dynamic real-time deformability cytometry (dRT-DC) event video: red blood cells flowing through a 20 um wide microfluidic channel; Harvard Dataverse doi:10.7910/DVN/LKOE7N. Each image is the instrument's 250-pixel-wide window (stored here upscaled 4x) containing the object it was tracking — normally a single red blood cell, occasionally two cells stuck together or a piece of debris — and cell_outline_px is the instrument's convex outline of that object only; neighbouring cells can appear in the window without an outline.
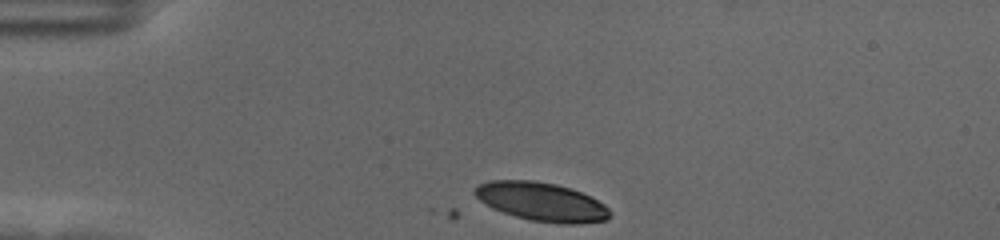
{"species": "human", "species_latin": "Homo sapiens", "temperature_condition": "cold", "stored_images_in_passage": 36, "camera_frame_rate_fps": 3000, "um_per_image_px": 0.085, "donor": {"sex": "female"}, "frame": {"image": 1, "passage_image": 1, "time_ms": 0.0, "image_size_px": [1000, 240], "cell_outline_px": [[612, 216], [608, 220], [580, 224], [560, 224], [532, 220], [516, 216], [492, 208], [484, 204], [472, 192], [480, 184], [488, 180], [532, 180], [556, 184], [572, 188], [592, 196], [604, 204], [612, 212]], "centroid_in_image_um": [46.09, 17.15], "position_along_channel_um": 38.9, "area_um2": 30.75}}
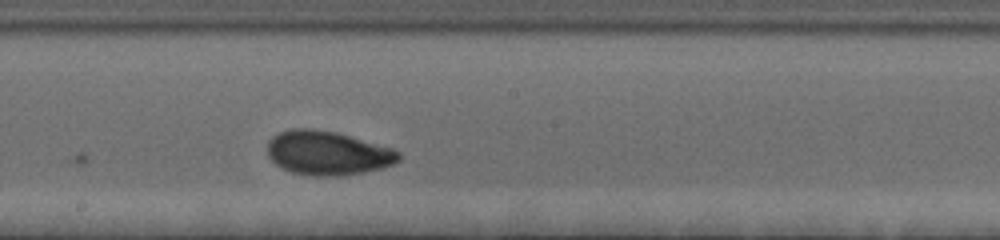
{"frame": {"image": 2, "passage_image": 20, "time_ms": 6.333, "image_size_px": [1000, 240], "cell_outline_px": [[400, 160], [392, 164], [380, 168], [364, 172], [336, 176], [308, 176], [292, 172], [276, 164], [268, 156], [268, 140], [272, 136], [280, 132], [292, 128], [312, 128], [336, 132], [392, 148], [400, 152]], "centroid_in_image_um": [27.83, 13.0], "position_along_channel_um": 220.4, "area_um2": 33.64}}
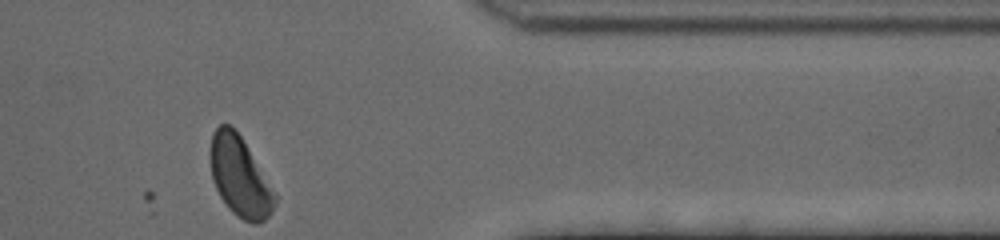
{"frame": {"image": 3, "passage_image": 36, "time_ms": 11.667, "image_size_px": [1000, 240], "cell_outline_px": [[276, 200], [272, 212], [264, 220], [256, 224], [252, 224], [236, 216], [228, 208], [220, 196], [212, 180], [212, 132], [220, 124], [228, 124], [240, 136], [276, 192]], "centroid_in_image_um": [20.41, 15.07], "position_along_channel_um": 391.0, "area_um2": 29.48}, "authors_computed_cell_mechanics": {"area_um2": 32.079, "velocity_mm_per_s": 3.513, "shape_relaxation_time_tau1_ms": 3.3636, "shape_relaxation_time_tau2_ms": 1.8851, "deformation_change_tau1": 0.1401, "deformation_change_tau2": 0.064}}